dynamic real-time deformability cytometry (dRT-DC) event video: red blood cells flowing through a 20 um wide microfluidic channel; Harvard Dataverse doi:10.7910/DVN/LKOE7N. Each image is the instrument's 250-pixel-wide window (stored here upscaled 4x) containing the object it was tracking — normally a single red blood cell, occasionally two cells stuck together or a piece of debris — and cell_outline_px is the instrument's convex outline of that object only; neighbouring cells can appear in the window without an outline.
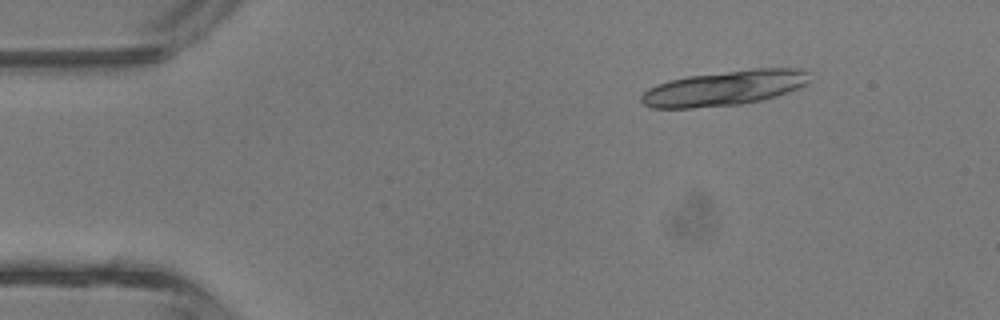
{"species": "common noctule bat (a hibernating species)", "species_latin": "Nyctalus noctula", "temperature_condition": "room temperature", "stored_images_in_passage": 5, "camera_frame_rate_fps": 3000, "um_per_image_px": 0.085, "animal": {"sex": "male", "body_mass_g": 13.3}, "frame": {"image": 1, "passage_image": 2, "time_ms": 1.333, "image_size_px": [1000, 320], "cell_outline_px": [[812, 80], [808, 84], [800, 88], [776, 96], [760, 100], [740, 104], [692, 108], [652, 108], [644, 104], [640, 100], [640, 96], [648, 88], [656, 84], [668, 80], [688, 76], [752, 68], [800, 68], [808, 72]], "centroid_in_image_um": [61.61, 7.48], "position_along_channel_um": 23.4, "area_um2": 34.62}}